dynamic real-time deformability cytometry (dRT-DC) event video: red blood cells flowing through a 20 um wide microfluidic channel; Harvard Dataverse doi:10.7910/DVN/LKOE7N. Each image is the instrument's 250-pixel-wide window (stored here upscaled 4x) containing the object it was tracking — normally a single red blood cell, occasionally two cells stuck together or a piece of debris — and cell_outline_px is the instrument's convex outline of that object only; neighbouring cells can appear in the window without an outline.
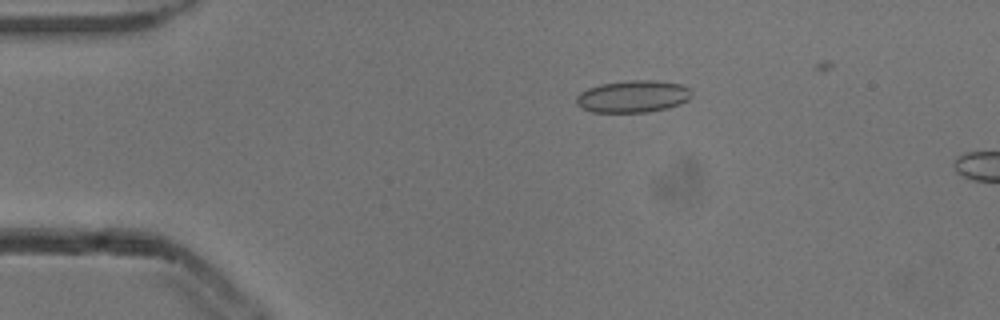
{"species": "common noctule bat (a hibernating species)", "species_latin": "Nyctalus noctula", "temperature_condition": "cold", "stored_images_in_passage": 15, "camera_frame_rate_fps": 3000, "um_per_image_px": 0.085, "animal": {"sex": "male", "body_mass_g": 13.3}, "frame": {"image": 1, "passage_image": 11, "time_ms": 3.333, "image_size_px": [1000, 320], "cell_outline_px": [[692, 96], [688, 100], [680, 104], [668, 108], [644, 112], [592, 112], [580, 108], [576, 104], [576, 96], [580, 92], [588, 88], [600, 84], [632, 80], [656, 80], [680, 84], [688, 88], [692, 92]], "centroid_in_image_um": [53.79, 8.2], "position_along_channel_um": 31.2, "area_um2": 21.68}}